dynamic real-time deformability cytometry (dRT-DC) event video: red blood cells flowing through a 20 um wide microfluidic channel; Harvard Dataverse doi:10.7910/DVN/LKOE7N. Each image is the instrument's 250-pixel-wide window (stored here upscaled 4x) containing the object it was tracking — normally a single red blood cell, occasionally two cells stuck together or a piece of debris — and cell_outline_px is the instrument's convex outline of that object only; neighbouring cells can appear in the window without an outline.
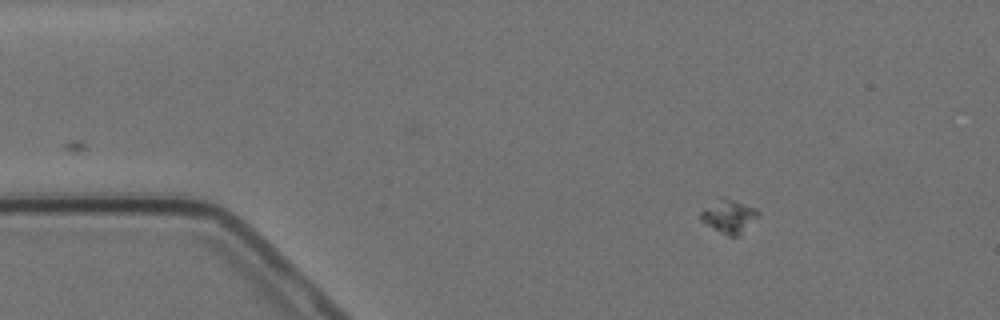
{"species": "Egyptian fruit bat (a non-hibernating species)", "species_latin": "Rousettus aegyptiacus", "temperature_condition": "cold", "stored_images_in_passage": 7, "camera_frame_rate_fps": 3000, "um_per_image_px": 0.085, "animal": {"sex": "female"}, "frame": {"image": 1, "passage_image": 1, "time_ms": 0.0, "image_size_px": [1000, 320], "cell_outline_px": [[760, 216], [736, 236], [728, 236], [720, 232], [700, 220], [700, 212], [716, 196], [724, 196], [756, 208], [760, 212]], "centroid_in_image_um": [61.93, 18.32], "position_along_channel_um": 23.1, "area_um2": 11.33}}
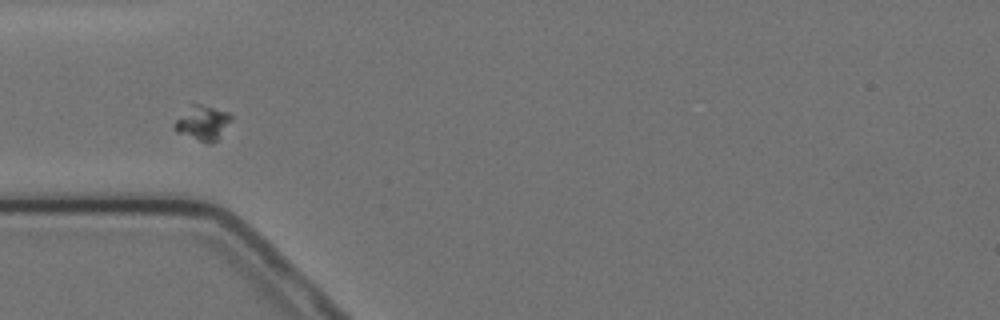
{"frame": {"image": 2, "passage_image": 4, "time_ms": 3.333, "image_size_px": [1000, 320], "cell_outline_px": [[232, 120], [216, 140], [212, 144], [208, 144], [176, 132], [172, 128], [176, 120], [192, 104], [200, 104], [228, 112], [232, 116]], "centroid_in_image_um": [17.22, 10.46], "position_along_channel_um": 67.8, "area_um2": 11.27}}
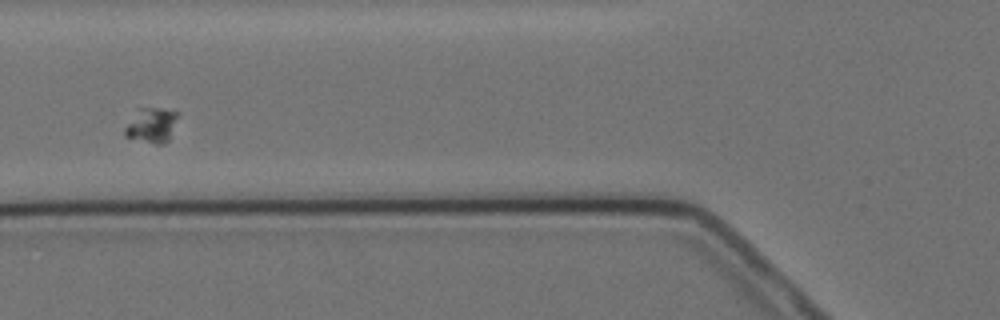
{"frame": {"image": 3, "passage_image": 5, "time_ms": 4.667, "image_size_px": [1000, 320], "cell_outline_px": [[180, 112], [168, 140], [164, 144], [156, 144], [124, 136], [124, 128], [140, 108], [160, 108]], "centroid_in_image_um": [12.91, 10.64], "position_along_channel_um": 112.9, "area_um2": 10.58}}